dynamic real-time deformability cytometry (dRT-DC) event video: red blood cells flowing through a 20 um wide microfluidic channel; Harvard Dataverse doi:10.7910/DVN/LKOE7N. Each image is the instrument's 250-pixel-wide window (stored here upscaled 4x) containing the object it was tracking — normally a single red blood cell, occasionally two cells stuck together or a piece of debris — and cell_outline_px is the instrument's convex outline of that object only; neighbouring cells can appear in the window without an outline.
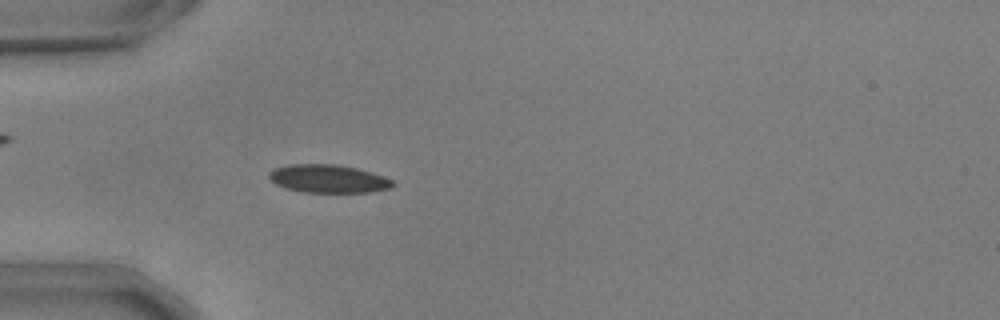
{"species": "common noctule bat (a hibernating species)", "species_latin": "Nyctalus noctula", "temperature_condition": "warm", "stored_images_in_passage": 46, "camera_frame_rate_fps": 3000, "um_per_image_px": 0.085, "animal": {"sex": "male", "body_mass_g": 17.9, "forearm_length_mm": 54.2}, "frame": {"image": 1, "passage_image": 8, "time_ms": 2.333, "image_size_px": [1000, 320], "cell_outline_px": [[396, 184], [392, 188], [368, 192], [300, 192], [284, 188], [276, 184], [268, 176], [268, 172], [272, 168], [288, 164], [336, 164], [356, 168], [372, 172], [392, 180]], "centroid_in_image_um": [27.87, 15.19], "position_along_channel_um": 57.1, "area_um2": 20.46}}
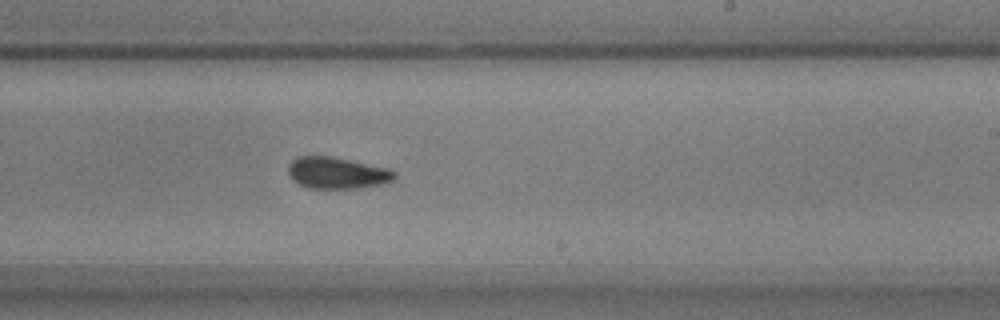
{"frame": {"image": 2, "passage_image": 25, "time_ms": 8.0, "image_size_px": [1000, 320], "cell_outline_px": [[396, 176], [392, 180], [380, 184], [356, 188], [308, 188], [292, 180], [288, 176], [288, 164], [296, 156], [332, 156], [392, 168], [396, 172]], "centroid_in_image_um": [28.64, 14.68], "position_along_channel_um": 260.4, "area_um2": 19.83}}
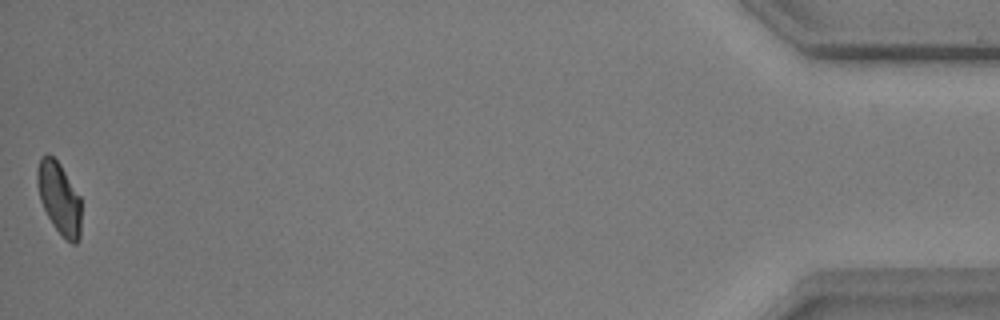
{"frame": {"image": 3, "passage_image": 46, "time_ms": 15.0, "image_size_px": [1000, 320], "cell_outline_px": [[80, 236], [76, 244], [72, 244], [52, 224], [40, 200], [36, 184], [36, 172], [40, 156], [48, 152], [60, 164], [80, 196]], "centroid_in_image_um": [5.0, 16.79], "position_along_channel_um": 430.2, "area_um2": 18.38}, "authors_computed_cell_mechanics": {"area_um2": 19.6809, "velocity_mm_per_s": 3.6928, "shape_relaxation_time_tau1_ms": 8.7792, "shape_relaxation_time_tau2_ms": 1.7205, "deformation_change_tau1": 0.1695, "deformation_change_tau2": 0.0594}}